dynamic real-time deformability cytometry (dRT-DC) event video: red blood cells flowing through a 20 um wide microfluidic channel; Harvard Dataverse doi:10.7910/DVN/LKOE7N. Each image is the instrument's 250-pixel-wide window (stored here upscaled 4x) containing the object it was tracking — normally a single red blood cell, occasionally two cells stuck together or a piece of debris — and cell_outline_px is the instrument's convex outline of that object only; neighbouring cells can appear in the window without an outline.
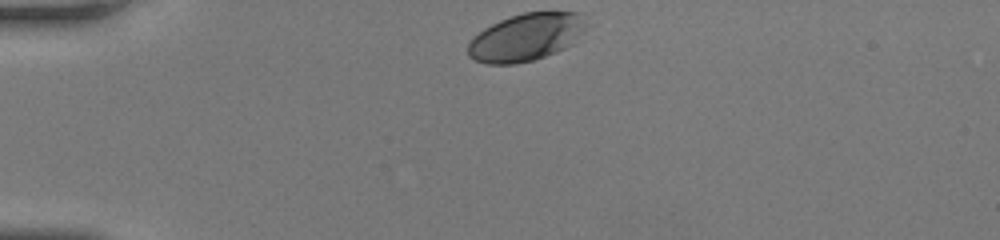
{"species": "human", "species_latin": "Homo sapiens", "temperature_condition": "room temperature", "stored_images_in_passage": 30, "camera_frame_rate_fps": 3000, "um_per_image_px": 0.085, "donor": {"sex": "female"}, "frame": {"image": 1, "passage_image": 1, "time_ms": 0.0, "image_size_px": [1000, 240], "cell_outline_px": [[584, 24], [580, 32], [572, 44], [556, 52], [532, 60], [516, 64], [488, 64], [476, 60], [468, 56], [468, 44], [484, 28], [500, 20], [524, 12], [580, 12]], "centroid_in_image_um": [44.67, 3.17], "position_along_channel_um": 40.3, "area_um2": 32.02}}
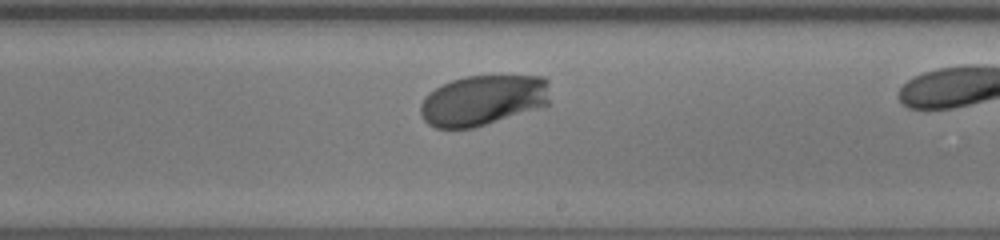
{"frame": {"image": 2, "passage_image": 20, "time_ms": 6.333, "image_size_px": [1000, 240], "cell_outline_px": [[548, 104], [536, 108], [472, 128], [436, 128], [428, 124], [420, 116], [420, 104], [424, 96], [428, 92], [452, 80], [464, 76], [544, 76], [548, 80]], "centroid_in_image_um": [41.0, 8.51], "position_along_channel_um": 248.0, "area_um2": 37.8}}
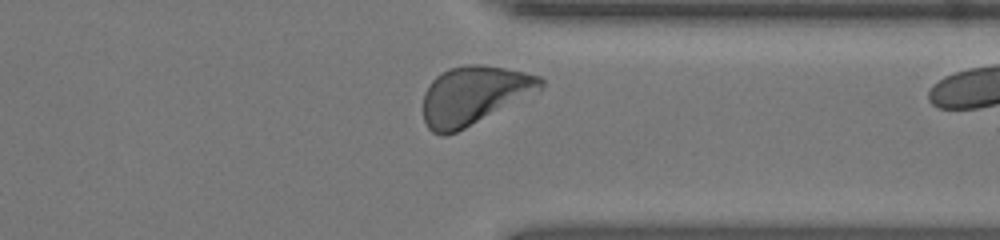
{"frame": {"image": 3, "passage_image": 29, "time_ms": 9.333, "image_size_px": [1000, 240], "cell_outline_px": [[544, 84], [540, 88], [464, 128], [456, 132], [444, 136], [440, 136], [432, 132], [428, 128], [424, 120], [424, 92], [432, 80], [436, 76], [448, 68], [464, 64], [480, 64], [504, 68], [524, 72], [540, 76], [544, 80]], "centroid_in_image_um": [40.2, 8.08], "position_along_channel_um": 371.2, "area_um2": 39.07}}